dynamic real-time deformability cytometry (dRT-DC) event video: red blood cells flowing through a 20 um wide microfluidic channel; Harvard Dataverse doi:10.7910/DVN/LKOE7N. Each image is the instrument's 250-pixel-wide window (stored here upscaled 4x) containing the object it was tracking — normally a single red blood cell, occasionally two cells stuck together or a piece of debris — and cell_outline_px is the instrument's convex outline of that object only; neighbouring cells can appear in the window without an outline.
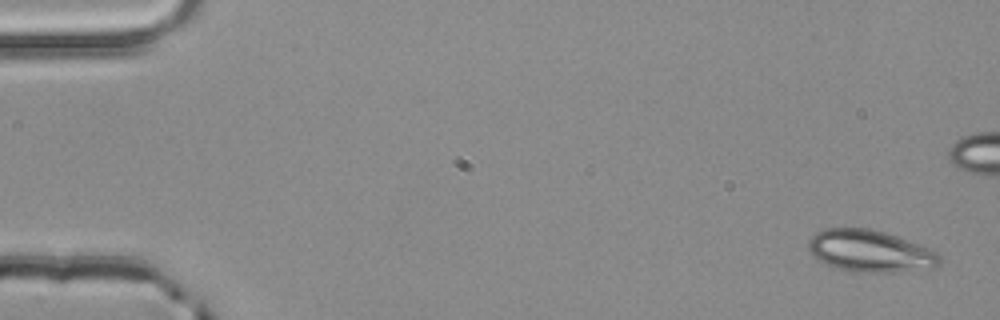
{"species": "common noctule bat (a hibernating species)", "species_latin": "Nyctalus noctula", "temperature_condition": "room temperature", "stored_images_in_passage": 4, "camera_frame_rate_fps": 3000, "um_per_image_px": 0.085, "animal": {"sex": "male", "body_mass_g": 20.4}, "frame": {"image": 1, "passage_image": 1, "time_ms": 0.0, "image_size_px": [1000, 320], "cell_outline_px": [[940, 264], [936, 268], [896, 272], [856, 272], [840, 268], [828, 264], [820, 260], [808, 248], [808, 240], [816, 232], [824, 228], [868, 228], [884, 232], [896, 236], [928, 248], [936, 252], [940, 256]], "centroid_in_image_um": [73.98, 21.34], "position_along_channel_um": 11.0, "area_um2": 31.73}}